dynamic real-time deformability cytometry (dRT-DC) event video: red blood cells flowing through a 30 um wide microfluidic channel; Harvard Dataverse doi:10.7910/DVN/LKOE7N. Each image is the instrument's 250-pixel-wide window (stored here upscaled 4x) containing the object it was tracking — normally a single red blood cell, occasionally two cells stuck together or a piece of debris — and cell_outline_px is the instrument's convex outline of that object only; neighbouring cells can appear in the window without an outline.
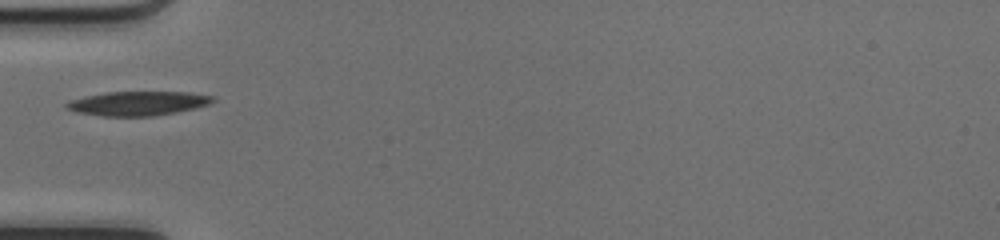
{"species": "common noctule bat (a hibernating species)", "species_latin": "Nyctalus noctula", "temperature_condition": "cold", "stored_images_in_passage": 34, "camera_frame_rate_fps": 3000, "um_per_image_px": 0.085, "animal": {"sex": "female", "body_mass_g": 17.0, "forearm_length_mm": 48.0}, "frame": {"image": 1, "passage_image": 1, "time_ms": 0.0, "image_size_px": [1000, 240], "cell_outline_px": [[216, 100], [208, 104], [176, 112], [152, 116], [100, 116], [76, 112], [64, 108], [64, 104], [68, 100], [84, 96], [104, 92], [188, 92], [212, 96]], "centroid_in_image_um": [11.62, 8.78], "position_along_channel_um": 73.4, "area_um2": 20.69}}
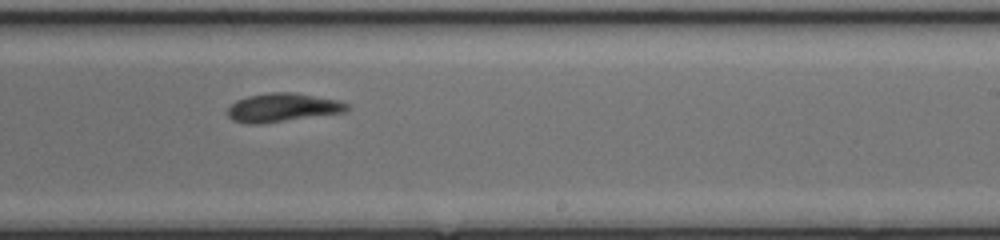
{"frame": {"image": 2, "passage_image": 15, "time_ms": 4.667, "image_size_px": [1000, 240], "cell_outline_px": [[352, 108], [344, 112], [260, 124], [248, 124], [232, 120], [228, 116], [228, 108], [236, 100], [248, 96], [272, 92], [292, 92], [336, 100], [348, 104]], "centroid_in_image_um": [24.0, 9.15], "position_along_channel_um": 265.0, "area_um2": 19.71}}
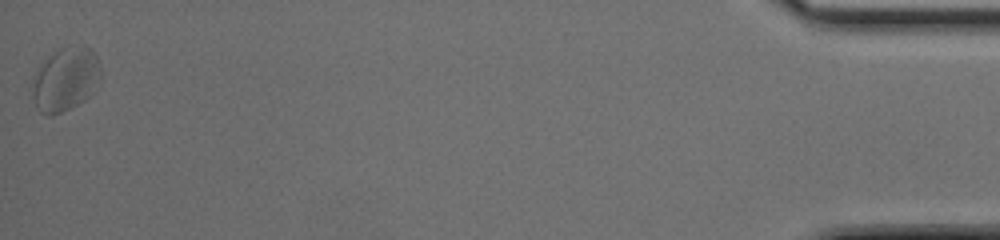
{"frame": {"image": 3, "passage_image": 34, "time_ms": 11.0, "image_size_px": [1000, 240], "cell_outline_px": [[100, 84], [96, 92], [84, 100], [52, 116], [48, 116], [40, 112], [32, 100], [32, 76], [40, 64], [52, 52], [60, 48], [84, 44], [96, 56], [100, 68]], "centroid_in_image_um": [5.55, 6.74], "position_along_channel_um": 429.6, "area_um2": 25.84}, "authors_computed_cell_mechanics": {"area_um2": 21.0103, "velocity_mm_per_s": 4.1064, "shape_relaxation_time_tau1_ms": 6.1711, "shape_relaxation_time_tau2_ms": 2.4331, "deformation_change_tau1": 0.1209, "deformation_change_tau2": 0.0953}}